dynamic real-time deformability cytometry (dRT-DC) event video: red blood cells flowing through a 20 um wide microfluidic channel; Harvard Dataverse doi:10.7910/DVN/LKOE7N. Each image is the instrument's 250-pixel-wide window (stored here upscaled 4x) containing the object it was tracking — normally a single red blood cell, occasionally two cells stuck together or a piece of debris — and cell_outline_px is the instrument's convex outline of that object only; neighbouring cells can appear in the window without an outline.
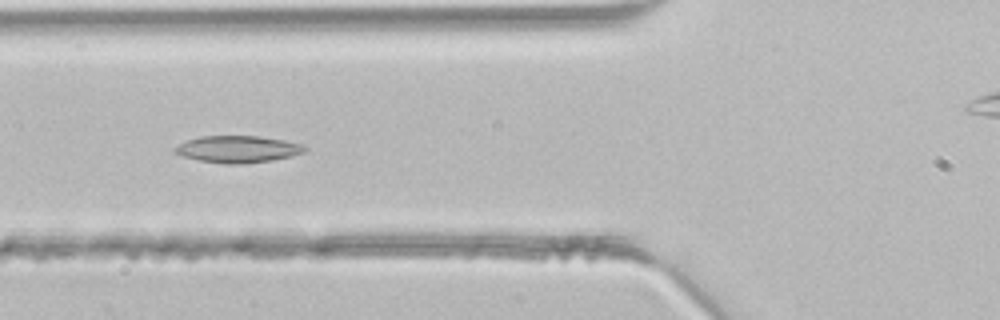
{"species": "common noctule bat (a hibernating species)", "species_latin": "Nyctalus noctula", "temperature_condition": "room temperature", "stored_images_in_passage": 3, "camera_frame_rate_fps": 3000, "um_per_image_px": 0.085, "animal": {"sex": "male", "body_mass_g": 21.5, "forearm_length_mm": 52.0}, "frame": {"image": 1, "passage_image": 3, "time_ms": 0.667, "image_size_px": [1000, 320], "cell_outline_px": [[308, 148], [304, 152], [292, 156], [272, 160], [240, 164], [228, 164], [200, 160], [184, 156], [176, 152], [172, 148], [188, 140], [200, 136], [260, 136], [284, 140], [300, 144]], "centroid_in_image_um": [20.24, 12.67], "position_along_channel_um": 105.6, "area_um2": 20.11}}